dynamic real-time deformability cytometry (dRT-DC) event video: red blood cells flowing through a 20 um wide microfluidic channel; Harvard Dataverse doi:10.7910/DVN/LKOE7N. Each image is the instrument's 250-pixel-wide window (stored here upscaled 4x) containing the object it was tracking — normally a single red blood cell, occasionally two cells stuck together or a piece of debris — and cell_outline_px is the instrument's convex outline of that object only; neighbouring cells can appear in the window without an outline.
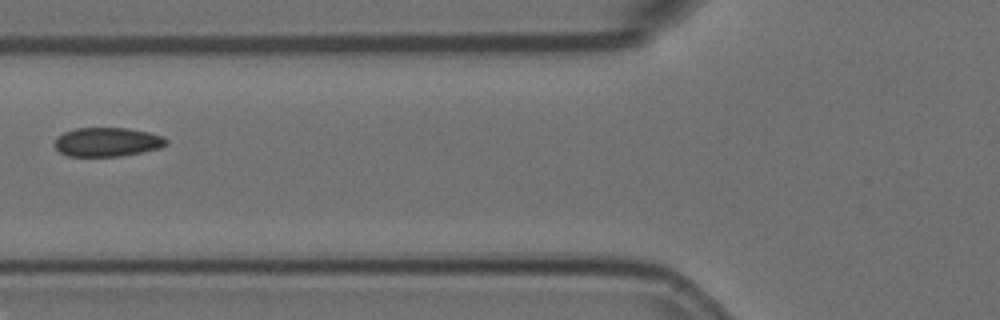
{"species": "Egyptian fruit bat (a non-hibernating species)", "species_latin": "Rousettus aegyptiacus", "temperature_condition": "room temperature", "stored_images_in_passage": 6, "camera_frame_rate_fps": 3000, "um_per_image_px": 0.085, "animal": {"sex": "female"}, "frame": {"image": 1, "passage_image": 6, "time_ms": 1.667, "image_size_px": [1000, 320], "cell_outline_px": [[168, 144], [160, 148], [120, 156], [68, 156], [60, 152], [52, 144], [56, 136], [64, 132], [76, 128], [128, 128], [148, 132], [164, 136], [168, 140]], "centroid_in_image_um": [9.1, 12.06], "position_along_channel_um": 116.7, "area_um2": 19.02}}